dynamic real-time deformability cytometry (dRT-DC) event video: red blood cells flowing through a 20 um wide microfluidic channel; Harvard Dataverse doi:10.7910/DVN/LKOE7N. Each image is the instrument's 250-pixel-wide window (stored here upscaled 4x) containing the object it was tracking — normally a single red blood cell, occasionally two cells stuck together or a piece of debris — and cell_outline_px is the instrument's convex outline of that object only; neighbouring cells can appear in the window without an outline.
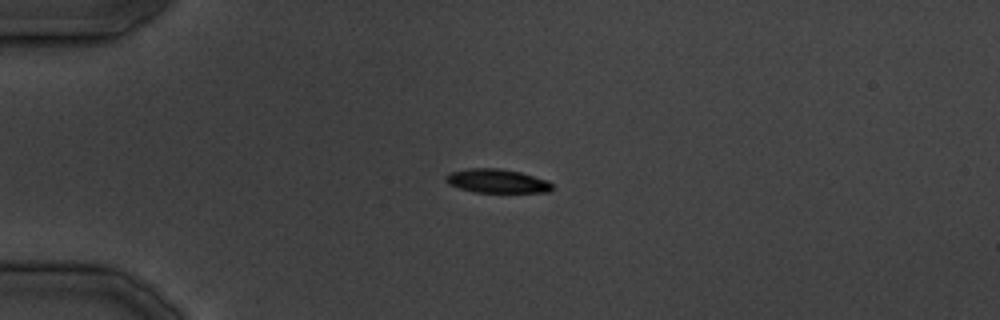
{"species": "common noctule bat (a hibernating species)", "species_latin": "Nyctalus noctula", "temperature_condition": "cold", "stored_images_in_passage": 29, "camera_frame_rate_fps": 3000, "um_per_image_px": 0.085, "animal": {"sex": "male", "body_mass_g": 19.5, "forearm_length_mm": 54.6}, "frame": {"image": 1, "passage_image": 1, "time_ms": 0.0, "image_size_px": [1000, 320], "cell_outline_px": [[552, 188], [548, 192], [476, 192], [460, 188], [448, 184], [444, 180], [444, 176], [448, 172], [468, 168], [500, 168], [520, 172], [548, 180], [552, 184]], "centroid_in_image_um": [42.2, 15.37], "position_along_channel_um": 42.8, "area_um2": 14.85}}
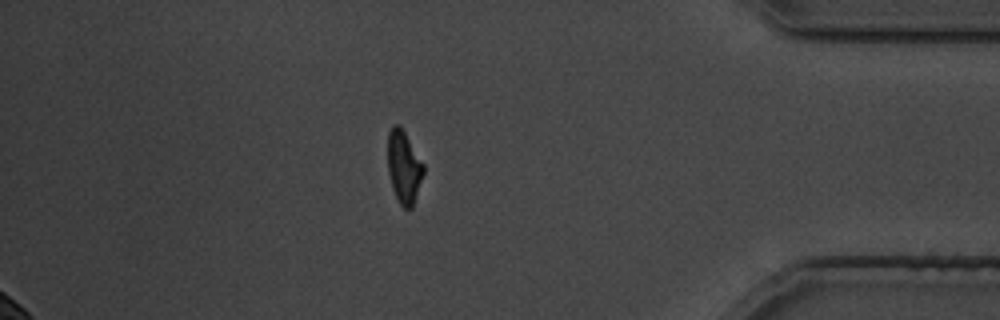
{"frame": {"image": 2, "passage_image": 24, "time_ms": 28.0, "image_size_px": [1000, 320], "cell_outline_px": [[424, 172], [412, 208], [404, 208], [400, 204], [392, 188], [388, 172], [388, 132], [392, 124], [400, 124], [424, 164]], "centroid_in_image_um": [34.32, 14.16], "position_along_channel_um": 400.9, "area_um2": 15.14}}
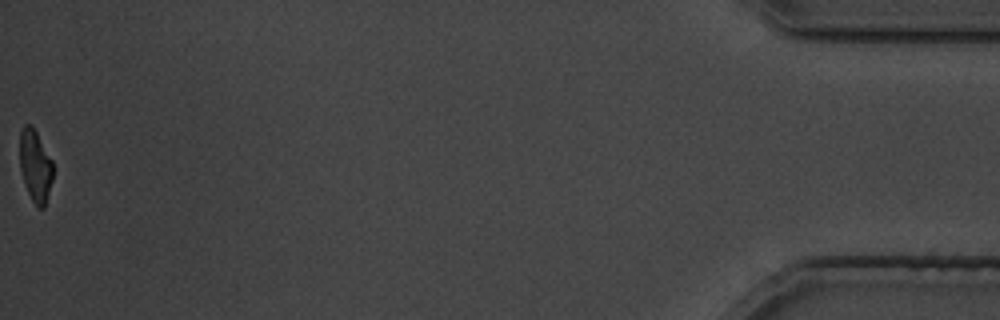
{"frame": {"image": 3, "passage_image": 29, "time_ms": 34.0, "image_size_px": [1000, 320], "cell_outline_px": [[52, 180], [44, 208], [40, 208], [32, 200], [24, 184], [20, 168], [20, 132], [24, 124], [32, 124], [52, 160]], "centroid_in_image_um": [2.99, 14.06], "position_along_channel_um": 432.2, "area_um2": 13.81}}